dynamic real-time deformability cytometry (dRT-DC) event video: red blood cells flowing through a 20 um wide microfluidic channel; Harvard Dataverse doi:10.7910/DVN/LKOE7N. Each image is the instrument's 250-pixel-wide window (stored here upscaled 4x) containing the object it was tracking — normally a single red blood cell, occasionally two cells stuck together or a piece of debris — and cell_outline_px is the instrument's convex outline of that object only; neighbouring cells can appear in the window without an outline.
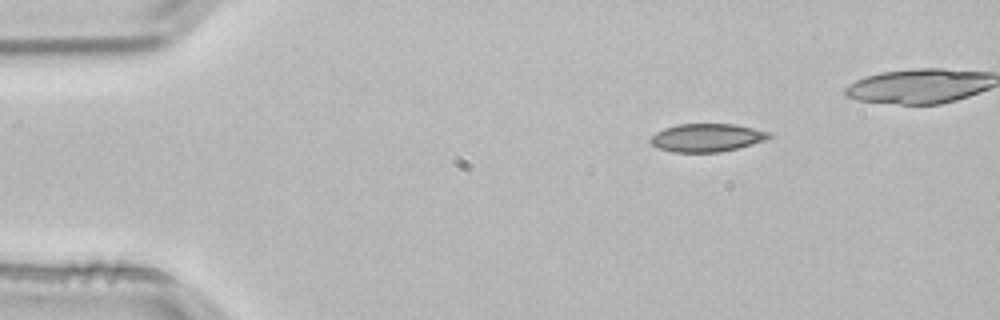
{"species": "common noctule bat (a hibernating species)", "species_latin": "Nyctalus noctula", "temperature_condition": "room temperature", "stored_images_in_passage": 3, "camera_frame_rate_fps": 3000, "um_per_image_px": 0.085, "animal": {"sex": "male", "body_mass_g": 21.5, "forearm_length_mm": 52.0}, "frame": {"image": 1, "passage_image": 1, "time_ms": 0.0, "image_size_px": [1000, 320], "cell_outline_px": [[772, 136], [768, 140], [720, 152], [672, 152], [656, 148], [648, 140], [656, 132], [664, 128], [676, 124], [736, 124], [772, 132]], "centroid_in_image_um": [60.09, 11.7], "position_along_channel_um": 24.9, "area_um2": 19.65}}